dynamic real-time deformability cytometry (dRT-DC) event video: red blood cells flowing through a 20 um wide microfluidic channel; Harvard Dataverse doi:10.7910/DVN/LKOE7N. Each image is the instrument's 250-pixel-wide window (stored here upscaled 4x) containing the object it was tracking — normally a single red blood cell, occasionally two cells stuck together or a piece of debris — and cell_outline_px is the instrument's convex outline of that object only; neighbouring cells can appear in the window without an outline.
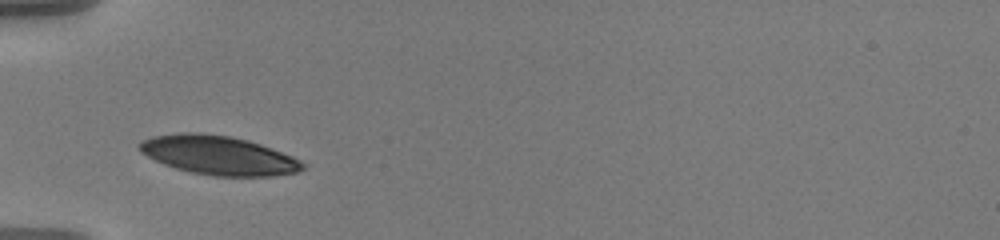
{"species": "human", "species_latin": "Homo sapiens", "temperature_condition": "warm", "stored_images_in_passage": 4, "camera_frame_rate_fps": 3000, "um_per_image_px": 0.085, "donor": {"sex": "male"}, "frame": {"image": 1, "passage_image": 1, "time_ms": 0.0, "image_size_px": [1000, 240], "cell_outline_px": [[308, 164], [304, 168], [296, 172], [272, 176], [212, 176], [192, 172], [176, 168], [164, 164], [140, 152], [136, 148], [136, 144], [152, 136], [180, 132], [200, 132], [232, 136], [248, 140], [272, 148], [292, 156]], "centroid_in_image_um": [18.56, 13.18], "position_along_channel_um": 66.4, "area_um2": 37.28}}
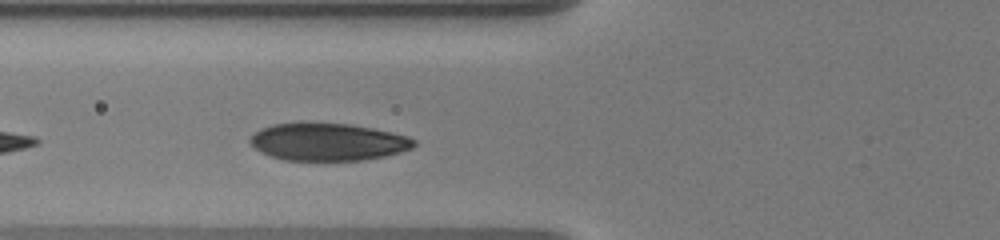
{"frame": {"image": 2, "passage_image": 4, "time_ms": 1.0, "image_size_px": [1000, 240], "cell_outline_px": [[416, 144], [412, 148], [400, 152], [384, 156], [360, 160], [284, 160], [260, 152], [248, 140], [260, 128], [272, 124], [296, 120], [312, 120], [348, 124], [372, 128], [408, 136], [416, 140]], "centroid_in_image_um": [27.82, 12.01], "position_along_channel_um": 98.0, "area_um2": 36.53}}